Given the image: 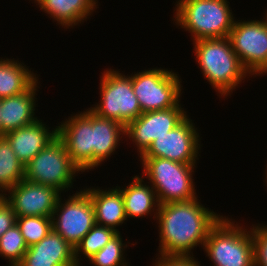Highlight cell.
Instances as JSON below:
<instances>
[{
	"mask_svg": "<svg viewBox=\"0 0 267 266\" xmlns=\"http://www.w3.org/2000/svg\"><path fill=\"white\" fill-rule=\"evenodd\" d=\"M157 257V258H156ZM153 266H201L195 257L156 255Z\"/></svg>",
	"mask_w": 267,
	"mask_h": 266,
	"instance_id": "obj_29",
	"label": "cell"
},
{
	"mask_svg": "<svg viewBox=\"0 0 267 266\" xmlns=\"http://www.w3.org/2000/svg\"><path fill=\"white\" fill-rule=\"evenodd\" d=\"M139 158L143 167L141 176L155 190L160 205L199 197L193 179L197 165L158 157Z\"/></svg>",
	"mask_w": 267,
	"mask_h": 266,
	"instance_id": "obj_5",
	"label": "cell"
},
{
	"mask_svg": "<svg viewBox=\"0 0 267 266\" xmlns=\"http://www.w3.org/2000/svg\"><path fill=\"white\" fill-rule=\"evenodd\" d=\"M61 197L53 212L52 228L75 248L96 224L94 208L85 189L76 191L66 200Z\"/></svg>",
	"mask_w": 267,
	"mask_h": 266,
	"instance_id": "obj_10",
	"label": "cell"
},
{
	"mask_svg": "<svg viewBox=\"0 0 267 266\" xmlns=\"http://www.w3.org/2000/svg\"><path fill=\"white\" fill-rule=\"evenodd\" d=\"M147 183L143 176L136 175L127 186H115L122 193L127 219L144 218L152 214V218L156 219L160 203L155 190Z\"/></svg>",
	"mask_w": 267,
	"mask_h": 266,
	"instance_id": "obj_20",
	"label": "cell"
},
{
	"mask_svg": "<svg viewBox=\"0 0 267 266\" xmlns=\"http://www.w3.org/2000/svg\"><path fill=\"white\" fill-rule=\"evenodd\" d=\"M3 197L11 205L16 217H52L61 193L53 187L22 179Z\"/></svg>",
	"mask_w": 267,
	"mask_h": 266,
	"instance_id": "obj_14",
	"label": "cell"
},
{
	"mask_svg": "<svg viewBox=\"0 0 267 266\" xmlns=\"http://www.w3.org/2000/svg\"><path fill=\"white\" fill-rule=\"evenodd\" d=\"M16 224V214L3 196H0V237Z\"/></svg>",
	"mask_w": 267,
	"mask_h": 266,
	"instance_id": "obj_30",
	"label": "cell"
},
{
	"mask_svg": "<svg viewBox=\"0 0 267 266\" xmlns=\"http://www.w3.org/2000/svg\"><path fill=\"white\" fill-rule=\"evenodd\" d=\"M261 224H252L255 266H267V225Z\"/></svg>",
	"mask_w": 267,
	"mask_h": 266,
	"instance_id": "obj_28",
	"label": "cell"
},
{
	"mask_svg": "<svg viewBox=\"0 0 267 266\" xmlns=\"http://www.w3.org/2000/svg\"><path fill=\"white\" fill-rule=\"evenodd\" d=\"M40 118L34 123L3 135L24 166L58 136V128H51Z\"/></svg>",
	"mask_w": 267,
	"mask_h": 266,
	"instance_id": "obj_15",
	"label": "cell"
},
{
	"mask_svg": "<svg viewBox=\"0 0 267 266\" xmlns=\"http://www.w3.org/2000/svg\"><path fill=\"white\" fill-rule=\"evenodd\" d=\"M228 0H177L173 20L191 35L192 42L228 37L235 17Z\"/></svg>",
	"mask_w": 267,
	"mask_h": 266,
	"instance_id": "obj_3",
	"label": "cell"
},
{
	"mask_svg": "<svg viewBox=\"0 0 267 266\" xmlns=\"http://www.w3.org/2000/svg\"><path fill=\"white\" fill-rule=\"evenodd\" d=\"M25 179V166L17 158L8 140L0 136V196Z\"/></svg>",
	"mask_w": 267,
	"mask_h": 266,
	"instance_id": "obj_23",
	"label": "cell"
},
{
	"mask_svg": "<svg viewBox=\"0 0 267 266\" xmlns=\"http://www.w3.org/2000/svg\"><path fill=\"white\" fill-rule=\"evenodd\" d=\"M243 226L223 216L209 231L203 250L213 266H255L252 225Z\"/></svg>",
	"mask_w": 267,
	"mask_h": 266,
	"instance_id": "obj_4",
	"label": "cell"
},
{
	"mask_svg": "<svg viewBox=\"0 0 267 266\" xmlns=\"http://www.w3.org/2000/svg\"><path fill=\"white\" fill-rule=\"evenodd\" d=\"M40 10L57 25L69 29L92 17L99 8L98 0H33ZM98 6V7H97Z\"/></svg>",
	"mask_w": 267,
	"mask_h": 266,
	"instance_id": "obj_19",
	"label": "cell"
},
{
	"mask_svg": "<svg viewBox=\"0 0 267 266\" xmlns=\"http://www.w3.org/2000/svg\"><path fill=\"white\" fill-rule=\"evenodd\" d=\"M18 266H77L74 247L52 229L40 242L28 247Z\"/></svg>",
	"mask_w": 267,
	"mask_h": 266,
	"instance_id": "obj_17",
	"label": "cell"
},
{
	"mask_svg": "<svg viewBox=\"0 0 267 266\" xmlns=\"http://www.w3.org/2000/svg\"><path fill=\"white\" fill-rule=\"evenodd\" d=\"M192 44L204 79L219 97L231 96L246 78L252 77L241 64L228 37L201 39Z\"/></svg>",
	"mask_w": 267,
	"mask_h": 266,
	"instance_id": "obj_2",
	"label": "cell"
},
{
	"mask_svg": "<svg viewBox=\"0 0 267 266\" xmlns=\"http://www.w3.org/2000/svg\"><path fill=\"white\" fill-rule=\"evenodd\" d=\"M117 234L118 232L111 228L95 224L74 248V258L77 266H81L83 264L81 263L82 255L85 260L86 258L89 260Z\"/></svg>",
	"mask_w": 267,
	"mask_h": 266,
	"instance_id": "obj_24",
	"label": "cell"
},
{
	"mask_svg": "<svg viewBox=\"0 0 267 266\" xmlns=\"http://www.w3.org/2000/svg\"><path fill=\"white\" fill-rule=\"evenodd\" d=\"M101 74L100 101L89 109L101 118L115 120L126 126L142 114L138 98L133 92L131 76L112 68L105 69Z\"/></svg>",
	"mask_w": 267,
	"mask_h": 266,
	"instance_id": "obj_6",
	"label": "cell"
},
{
	"mask_svg": "<svg viewBox=\"0 0 267 266\" xmlns=\"http://www.w3.org/2000/svg\"><path fill=\"white\" fill-rule=\"evenodd\" d=\"M0 115H1V107H0ZM0 136H1V117H0Z\"/></svg>",
	"mask_w": 267,
	"mask_h": 266,
	"instance_id": "obj_32",
	"label": "cell"
},
{
	"mask_svg": "<svg viewBox=\"0 0 267 266\" xmlns=\"http://www.w3.org/2000/svg\"><path fill=\"white\" fill-rule=\"evenodd\" d=\"M223 215L205 207L198 197L159 206L156 223L159 231L157 255L192 257L202 247L209 231Z\"/></svg>",
	"mask_w": 267,
	"mask_h": 266,
	"instance_id": "obj_1",
	"label": "cell"
},
{
	"mask_svg": "<svg viewBox=\"0 0 267 266\" xmlns=\"http://www.w3.org/2000/svg\"><path fill=\"white\" fill-rule=\"evenodd\" d=\"M27 249L28 246L17 224L9 228L0 237V257L9 260L8 266H18Z\"/></svg>",
	"mask_w": 267,
	"mask_h": 266,
	"instance_id": "obj_26",
	"label": "cell"
},
{
	"mask_svg": "<svg viewBox=\"0 0 267 266\" xmlns=\"http://www.w3.org/2000/svg\"><path fill=\"white\" fill-rule=\"evenodd\" d=\"M16 224L28 247L37 244L52 231V217H16Z\"/></svg>",
	"mask_w": 267,
	"mask_h": 266,
	"instance_id": "obj_27",
	"label": "cell"
},
{
	"mask_svg": "<svg viewBox=\"0 0 267 266\" xmlns=\"http://www.w3.org/2000/svg\"><path fill=\"white\" fill-rule=\"evenodd\" d=\"M84 188L92 201L95 223L120 233L118 226L127 222L122 193L116 188ZM126 221V222H125Z\"/></svg>",
	"mask_w": 267,
	"mask_h": 266,
	"instance_id": "obj_18",
	"label": "cell"
},
{
	"mask_svg": "<svg viewBox=\"0 0 267 266\" xmlns=\"http://www.w3.org/2000/svg\"><path fill=\"white\" fill-rule=\"evenodd\" d=\"M125 136V126L92 112V169L98 168L119 148Z\"/></svg>",
	"mask_w": 267,
	"mask_h": 266,
	"instance_id": "obj_21",
	"label": "cell"
},
{
	"mask_svg": "<svg viewBox=\"0 0 267 266\" xmlns=\"http://www.w3.org/2000/svg\"><path fill=\"white\" fill-rule=\"evenodd\" d=\"M180 102L172 108L143 112L125 126V138L133 142L140 157L151 143L173 130L188 115Z\"/></svg>",
	"mask_w": 267,
	"mask_h": 266,
	"instance_id": "obj_12",
	"label": "cell"
},
{
	"mask_svg": "<svg viewBox=\"0 0 267 266\" xmlns=\"http://www.w3.org/2000/svg\"><path fill=\"white\" fill-rule=\"evenodd\" d=\"M193 121L187 116L173 130L157 137L140 157H158L183 164H197L202 137Z\"/></svg>",
	"mask_w": 267,
	"mask_h": 266,
	"instance_id": "obj_11",
	"label": "cell"
},
{
	"mask_svg": "<svg viewBox=\"0 0 267 266\" xmlns=\"http://www.w3.org/2000/svg\"><path fill=\"white\" fill-rule=\"evenodd\" d=\"M122 239L121 233H118L88 260L89 263L93 266H130L128 260L125 259V251L129 246L126 243L127 241L123 243Z\"/></svg>",
	"mask_w": 267,
	"mask_h": 266,
	"instance_id": "obj_25",
	"label": "cell"
},
{
	"mask_svg": "<svg viewBox=\"0 0 267 266\" xmlns=\"http://www.w3.org/2000/svg\"><path fill=\"white\" fill-rule=\"evenodd\" d=\"M17 59H0V99L26 91L39 77Z\"/></svg>",
	"mask_w": 267,
	"mask_h": 266,
	"instance_id": "obj_22",
	"label": "cell"
},
{
	"mask_svg": "<svg viewBox=\"0 0 267 266\" xmlns=\"http://www.w3.org/2000/svg\"><path fill=\"white\" fill-rule=\"evenodd\" d=\"M148 69L130 74L142 113L172 108L181 102L183 85L178 72L162 67Z\"/></svg>",
	"mask_w": 267,
	"mask_h": 266,
	"instance_id": "obj_8",
	"label": "cell"
},
{
	"mask_svg": "<svg viewBox=\"0 0 267 266\" xmlns=\"http://www.w3.org/2000/svg\"><path fill=\"white\" fill-rule=\"evenodd\" d=\"M265 166H266V169H265V175H266V176H265V178H264V179H265L264 182H265V184H266L265 186L267 187V164H266Z\"/></svg>",
	"mask_w": 267,
	"mask_h": 266,
	"instance_id": "obj_31",
	"label": "cell"
},
{
	"mask_svg": "<svg viewBox=\"0 0 267 266\" xmlns=\"http://www.w3.org/2000/svg\"><path fill=\"white\" fill-rule=\"evenodd\" d=\"M80 173L58 136L25 165L27 181L53 187L60 193L73 188L75 176Z\"/></svg>",
	"mask_w": 267,
	"mask_h": 266,
	"instance_id": "obj_7",
	"label": "cell"
},
{
	"mask_svg": "<svg viewBox=\"0 0 267 266\" xmlns=\"http://www.w3.org/2000/svg\"><path fill=\"white\" fill-rule=\"evenodd\" d=\"M60 123L57 126L58 137L71 160L82 172L92 171V111L85 109Z\"/></svg>",
	"mask_w": 267,
	"mask_h": 266,
	"instance_id": "obj_13",
	"label": "cell"
},
{
	"mask_svg": "<svg viewBox=\"0 0 267 266\" xmlns=\"http://www.w3.org/2000/svg\"><path fill=\"white\" fill-rule=\"evenodd\" d=\"M39 83L38 78L26 91L0 99L1 136L39 119L35 114Z\"/></svg>",
	"mask_w": 267,
	"mask_h": 266,
	"instance_id": "obj_16",
	"label": "cell"
},
{
	"mask_svg": "<svg viewBox=\"0 0 267 266\" xmlns=\"http://www.w3.org/2000/svg\"><path fill=\"white\" fill-rule=\"evenodd\" d=\"M263 19L235 20L229 33L232 49L251 76L267 75V11Z\"/></svg>",
	"mask_w": 267,
	"mask_h": 266,
	"instance_id": "obj_9",
	"label": "cell"
}]
</instances>
